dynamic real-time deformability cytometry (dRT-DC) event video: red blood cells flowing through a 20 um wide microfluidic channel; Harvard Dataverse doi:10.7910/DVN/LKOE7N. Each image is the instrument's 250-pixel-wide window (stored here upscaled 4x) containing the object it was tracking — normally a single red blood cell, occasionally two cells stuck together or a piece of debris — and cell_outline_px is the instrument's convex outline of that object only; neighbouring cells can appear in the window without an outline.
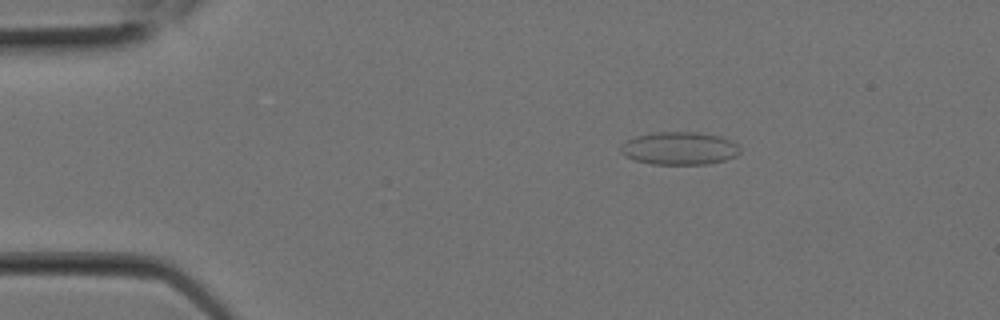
{"species": "Egyptian fruit bat (a non-hibernating species)", "species_latin": "Rousettus aegyptiacus", "temperature_condition": "room temperature", "stored_images_in_passage": 3, "camera_frame_rate_fps": 3000, "um_per_image_px": 0.085, "animal": {"sex": "female"}, "frame": {"image": 1, "passage_image": 3, "time_ms": 0.667, "image_size_px": [1000, 320], "cell_outline_px": [[740, 152], [736, 156], [724, 160], [708, 164], [652, 164], [636, 160], [620, 152], [620, 148], [628, 140], [636, 136], [656, 132], [696, 132], [720, 136], [732, 140], [740, 148]], "centroid_in_image_um": [57.79, 12.6], "position_along_channel_um": 27.2, "area_um2": 22.66}}